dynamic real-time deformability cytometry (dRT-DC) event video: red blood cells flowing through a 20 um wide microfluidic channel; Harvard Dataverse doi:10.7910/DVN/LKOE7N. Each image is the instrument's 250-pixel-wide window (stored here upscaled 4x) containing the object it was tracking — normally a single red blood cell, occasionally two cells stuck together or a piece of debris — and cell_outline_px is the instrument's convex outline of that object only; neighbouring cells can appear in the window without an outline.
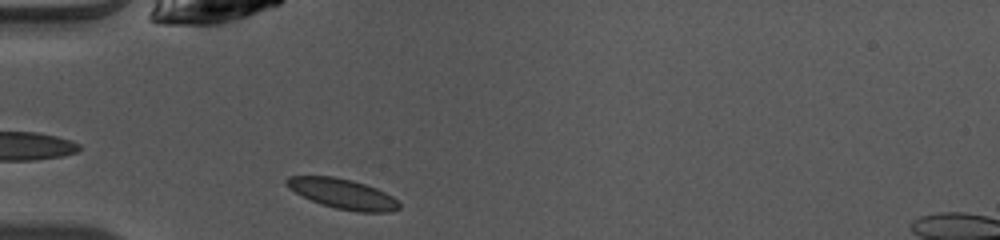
{"species": "common noctule bat (a hibernating species)", "species_latin": "Nyctalus noctula", "temperature_condition": "warm", "stored_images_in_passage": 28, "camera_frame_rate_fps": 3000, "um_per_image_px": 0.085, "animal": {"sex": "female", "body_mass_g": 10.0, "forearm_length_mm": 53.1}, "frame": {"image": 1, "passage_image": 1, "time_ms": 0.0, "image_size_px": [1000, 240], "cell_outline_px": [[400, 208], [388, 212], [356, 212], [336, 208], [320, 204], [288, 188], [284, 184], [284, 180], [288, 176], [332, 176], [352, 180], [376, 188], [392, 196], [400, 204]], "centroid_in_image_um": [29.11, 16.47], "position_along_channel_um": 55.9, "area_um2": 19.59}}
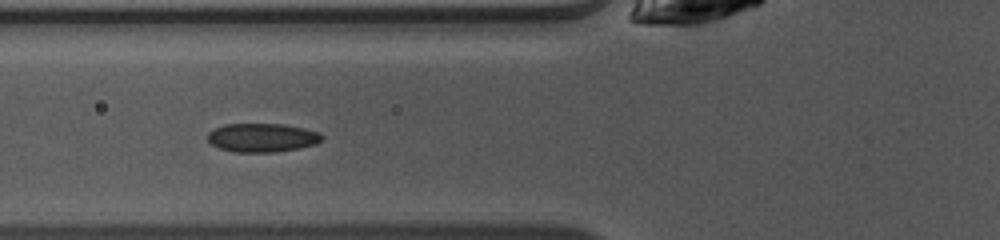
{"frame": {"image": 2, "passage_image": 5, "time_ms": 1.333, "image_size_px": [1000, 240], "cell_outline_px": [[324, 136], [316, 144], [276, 152], [236, 152], [220, 148], [212, 144], [208, 140], [208, 132], [212, 128], [224, 124], [280, 124], [320, 132]], "centroid_in_image_um": [22.24, 11.69], "position_along_channel_um": 103.6, "area_um2": 18.96}, "authors_computed_cell_mechanics": {"area_um2": 20.2878, "velocity_mm_per_s": 4.0532, "shape_relaxation_time_tau1_ms": 2.3806, "shape_relaxation_time_tau2_ms": 0.6539, "deformation_change_tau1": 0.0641, "deformation_change_tau2": 0.0685}}